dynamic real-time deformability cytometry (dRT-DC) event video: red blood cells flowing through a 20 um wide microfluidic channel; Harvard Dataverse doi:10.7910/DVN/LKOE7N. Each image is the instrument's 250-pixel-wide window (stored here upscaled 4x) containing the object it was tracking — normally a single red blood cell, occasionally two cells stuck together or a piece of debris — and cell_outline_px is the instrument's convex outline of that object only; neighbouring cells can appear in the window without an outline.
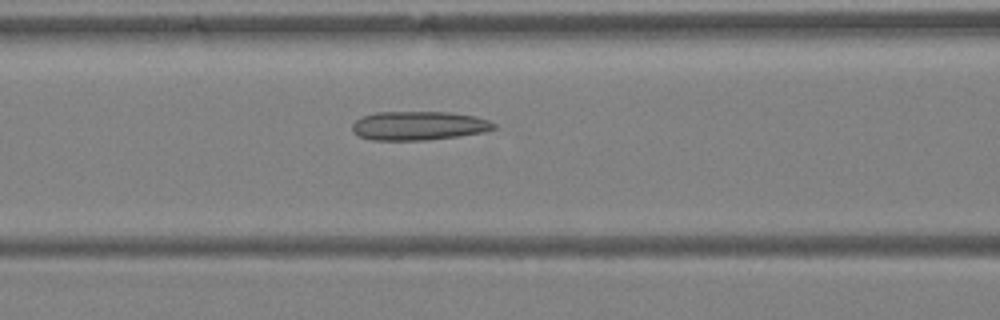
{"species": "Egyptian fruit bat (a non-hibernating species)", "species_latin": "Rousettus aegyptiacus", "temperature_condition": "warm", "stored_images_in_passage": 28, "camera_frame_rate_fps": 3000, "um_per_image_px": 0.085, "animal": {"sex": "female"}, "frame": {"image": 1, "passage_image": 10, "time_ms": 3.0, "image_size_px": [1000, 320], "cell_outline_px": [[496, 128], [484, 132], [428, 140], [372, 140], [356, 136], [352, 132], [352, 124], [356, 120], [364, 116], [376, 112], [448, 112], [476, 116], [488, 120], [496, 124]], "centroid_in_image_um": [35.57, 10.69], "position_along_channel_um": 131.0, "area_um2": 23.93}}
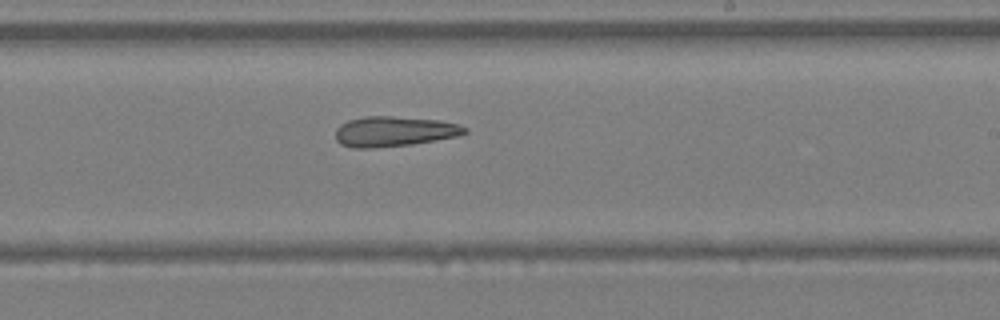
{"frame": {"image": 2, "passage_image": 18, "time_ms": 5.667, "image_size_px": [1000, 320], "cell_outline_px": [[468, 132], [456, 136], [412, 144], [372, 148], [352, 148], [340, 144], [336, 140], [336, 128], [340, 124], [348, 120], [364, 116], [392, 116], [440, 120], [460, 124], [468, 128]], "centroid_in_image_um": [33.48, 11.16], "position_along_channel_um": 255.5, "area_um2": 22.83}}
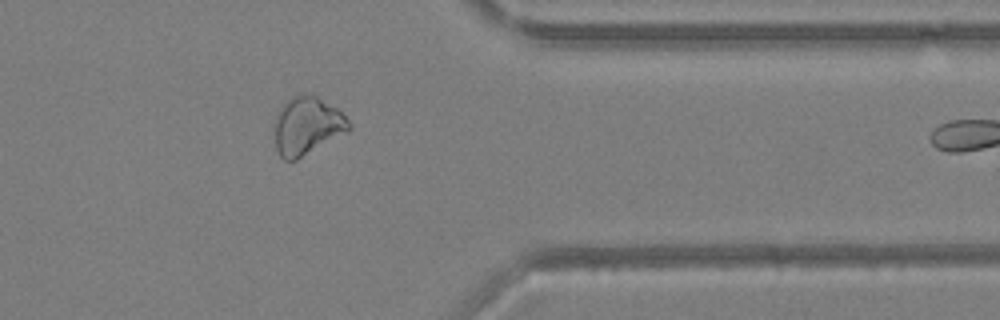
{"frame": {"image": 3, "passage_image": 27, "time_ms": 8.667, "image_size_px": [1000, 320], "cell_outline_px": [[352, 128], [348, 132], [296, 160], [284, 160], [280, 156], [276, 148], [272, 128], [276, 112], [292, 96], [300, 92], [304, 92], [316, 96], [336, 108], [348, 120]], "centroid_in_image_um": [26.05, 10.69], "position_along_channel_um": 385.3, "area_um2": 25.49}}